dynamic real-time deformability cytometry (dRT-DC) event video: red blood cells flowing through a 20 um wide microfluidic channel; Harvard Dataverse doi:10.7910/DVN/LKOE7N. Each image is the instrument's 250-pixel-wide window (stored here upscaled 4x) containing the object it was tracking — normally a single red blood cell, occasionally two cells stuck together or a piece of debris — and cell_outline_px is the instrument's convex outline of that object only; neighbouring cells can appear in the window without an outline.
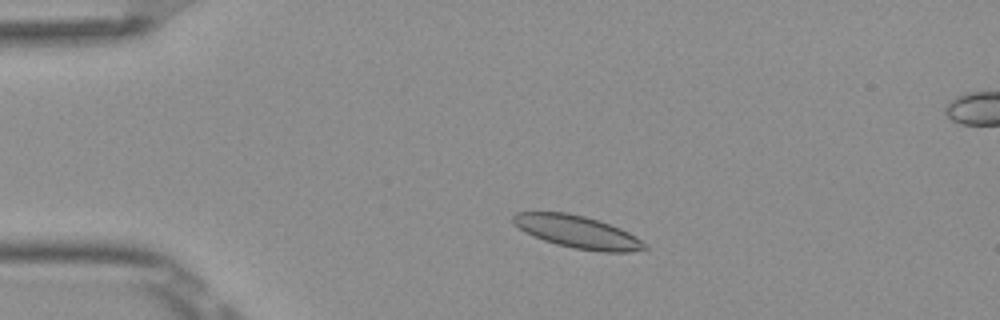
{"species": "Egyptian fruit bat (a non-hibernating species)", "species_latin": "Rousettus aegyptiacus", "temperature_condition": "room temperature", "stored_images_in_passage": 48, "camera_frame_rate_fps": 3000, "um_per_image_px": 0.085, "frame": {"image": 1, "passage_image": 7, "time_ms": 2.0, "image_size_px": [1000, 320], "cell_outline_px": [[648, 248], [628, 252], [600, 252], [572, 248], [556, 244], [532, 236], [524, 232], [512, 220], [512, 216], [516, 212], [568, 212], [600, 220], [620, 228], [628, 232], [648, 244]], "centroid_in_image_um": [49.1, 19.71], "position_along_channel_um": 35.9, "area_um2": 25.03}}
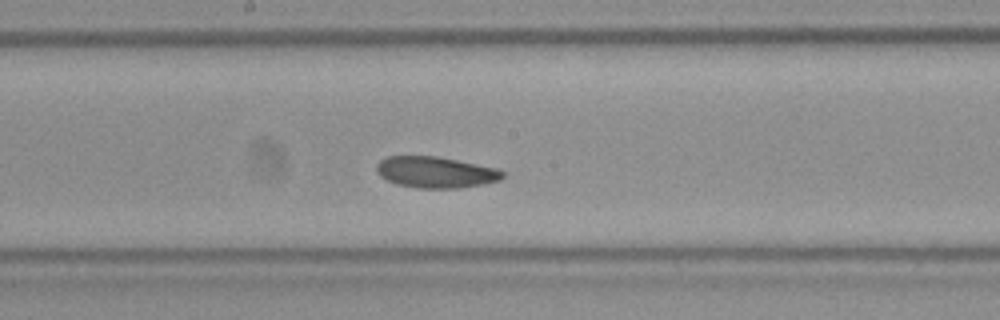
{"frame": {"image": 2, "passage_image": 24, "time_ms": 7.667, "image_size_px": [1000, 320], "cell_outline_px": [[504, 176], [500, 180], [484, 184], [456, 188], [416, 188], [396, 184], [380, 176], [376, 172], [376, 164], [380, 160], [388, 156], [436, 156], [496, 168], [504, 172]], "centroid_in_image_um": [37.0, 14.64], "position_along_channel_um": 211.2, "area_um2": 22.89}}
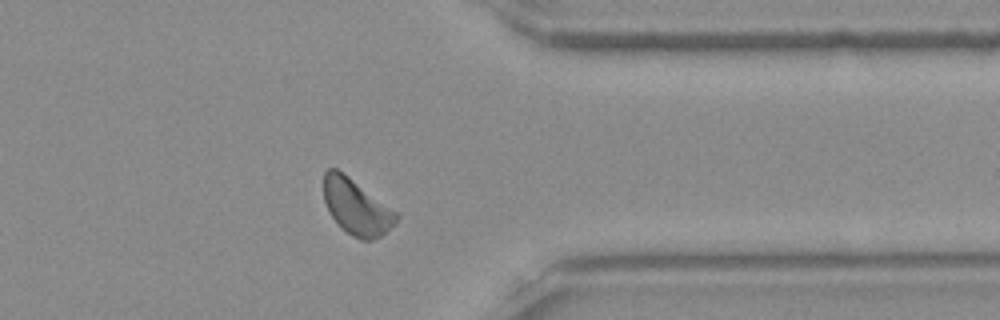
{"frame": {"image": 3, "passage_image": 38, "time_ms": 12.333, "image_size_px": [1000, 320], "cell_outline_px": [[400, 216], [396, 224], [380, 236], [372, 240], [360, 240], [352, 236], [328, 212], [324, 200], [324, 172], [328, 168], [336, 168], [348, 176], [396, 212]], "centroid_in_image_um": [30.3, 17.6], "position_along_channel_um": 381.1, "area_um2": 23.06}, "authors_computed_cell_mechanics": {"area_um2": 23.0333, "velocity_mm_per_s": 3.8225, "shape_relaxation_time_tau1_ms": null, "shape_relaxation_time_tau2_ms": 11.2556, "deformation_change_tau1": null, "deformation_change_tau2": 0.1901}}